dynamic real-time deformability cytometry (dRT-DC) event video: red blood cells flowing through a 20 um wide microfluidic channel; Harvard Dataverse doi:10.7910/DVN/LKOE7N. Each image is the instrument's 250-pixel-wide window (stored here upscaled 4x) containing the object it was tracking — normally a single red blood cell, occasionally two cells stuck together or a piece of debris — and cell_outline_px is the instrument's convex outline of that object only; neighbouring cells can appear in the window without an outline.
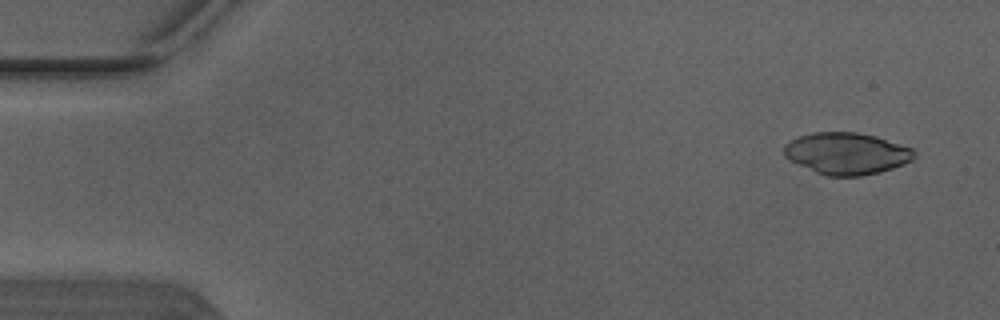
{"species": "Egyptian fruit bat (a non-hibernating species)", "species_latin": "Rousettus aegyptiacus", "temperature_condition": "warm", "stored_images_in_passage": 5, "camera_frame_rate_fps": 3000, "um_per_image_px": 0.085, "animal": {"sex": "male"}, "frame": {"image": 1, "passage_image": 1, "time_ms": 0.0, "image_size_px": [1000, 320], "cell_outline_px": [[916, 156], [912, 160], [904, 164], [880, 172], [860, 176], [824, 176], [784, 156], [784, 144], [788, 140], [812, 132], [856, 132], [876, 136], [912, 148], [916, 152]], "centroid_in_image_um": [71.97, 13.04], "position_along_channel_um": 13.0, "area_um2": 31.67}}